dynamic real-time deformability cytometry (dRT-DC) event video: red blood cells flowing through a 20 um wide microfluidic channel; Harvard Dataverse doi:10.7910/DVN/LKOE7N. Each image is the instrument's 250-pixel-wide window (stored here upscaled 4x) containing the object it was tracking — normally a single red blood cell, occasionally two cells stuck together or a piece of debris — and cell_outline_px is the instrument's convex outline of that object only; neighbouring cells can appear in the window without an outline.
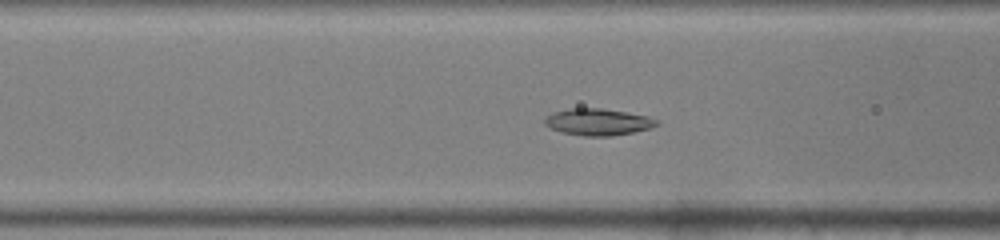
{"species": "common noctule bat (a hibernating species)", "species_latin": "Nyctalus noctula", "temperature_condition": "warm", "stored_images_in_passage": 50, "camera_frame_rate_fps": 3000, "um_per_image_px": 0.085, "animal": {"sex": "male", "body_mass_g": 19.0, "forearm_length_mm": 50.8}, "frame": {"image": 1, "passage_image": 19, "time_ms": 6.0, "image_size_px": [1000, 240], "cell_outline_px": [[660, 124], [648, 128], [632, 132], [612, 136], [584, 136], [560, 132], [544, 124], [544, 116], [552, 112], [572, 108], [600, 108], [628, 112], [648, 116], [660, 120]], "centroid_in_image_um": [50.82, 10.36], "position_along_channel_um": 115.8, "area_um2": 17.57}}
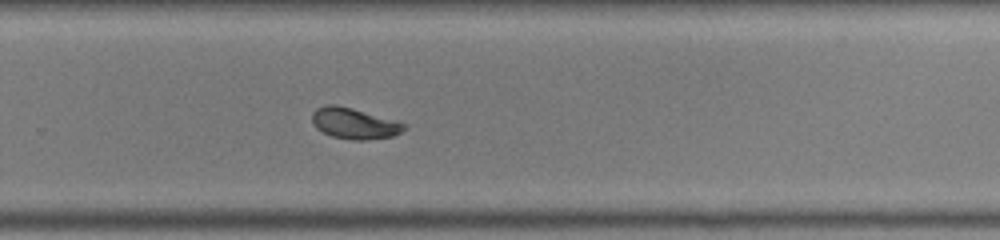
{"frame": {"image": 2, "passage_image": 33, "time_ms": 10.667, "image_size_px": [1000, 240], "cell_outline_px": [[408, 128], [392, 136], [364, 140], [352, 140], [332, 136], [316, 128], [312, 120], [312, 112], [316, 108], [324, 104], [336, 104], [400, 120], [408, 124]], "centroid_in_image_um": [30.16, 10.47], "position_along_channel_um": 299.6, "area_um2": 16.94}}
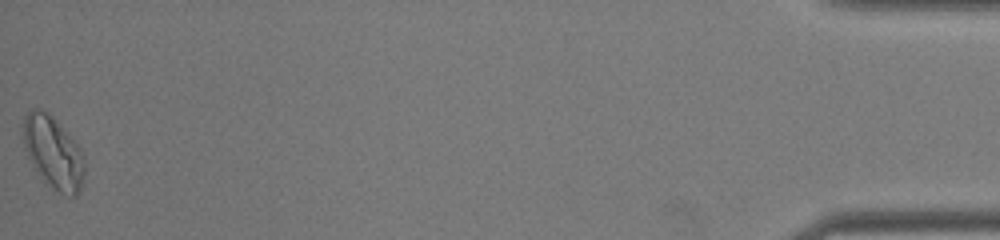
{"frame": {"image": 3, "passage_image": 50, "time_ms": 16.333, "image_size_px": [1000, 240], "cell_outline_px": [[84, 176], [80, 192], [76, 196], [72, 196], [60, 192], [44, 180], [28, 156], [24, 144], [24, 116], [32, 108], [40, 108], [48, 112], [52, 116], [80, 148], [84, 160]], "centroid_in_image_um": [4.55, 12.94], "position_along_channel_um": 430.7, "area_um2": 25.14}, "authors_computed_cell_mechanics": {"area_um2": 17.5423, "velocity_mm_per_s": 3.9543, "shape_relaxation_time_tau1_ms": null, "shape_relaxation_time_tau2_ms": 1.528, "deformation_change_tau1": null, "deformation_change_tau2": 0.0605}}